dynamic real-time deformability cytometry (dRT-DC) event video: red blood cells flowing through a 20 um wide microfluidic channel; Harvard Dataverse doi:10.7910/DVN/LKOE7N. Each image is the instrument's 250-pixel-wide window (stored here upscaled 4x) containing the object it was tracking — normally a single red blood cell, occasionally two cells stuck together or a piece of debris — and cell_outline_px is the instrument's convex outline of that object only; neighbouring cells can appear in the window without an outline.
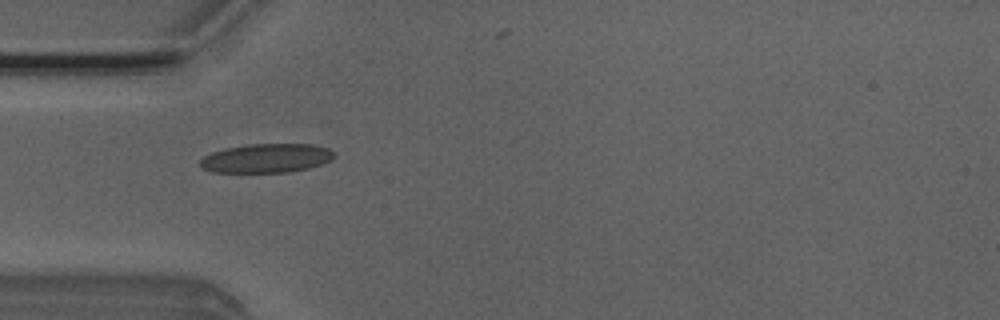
{"species": "Egyptian fruit bat (a non-hibernating species)", "species_latin": "Rousettus aegyptiacus", "temperature_condition": "room temperature", "stored_images_in_passage": 2, "camera_frame_rate_fps": 3000, "um_per_image_px": 0.085, "animal": {"sex": "male"}, "frame": {"image": 1, "passage_image": 1, "time_ms": 0.0, "image_size_px": [1000, 320], "cell_outline_px": [[336, 156], [332, 160], [308, 168], [288, 172], [212, 172], [200, 168], [200, 160], [204, 156], [212, 152], [224, 148], [248, 144], [312, 144], [328, 148]], "centroid_in_image_um": [22.62, 13.44], "position_along_channel_um": 62.4, "area_um2": 22.72}}